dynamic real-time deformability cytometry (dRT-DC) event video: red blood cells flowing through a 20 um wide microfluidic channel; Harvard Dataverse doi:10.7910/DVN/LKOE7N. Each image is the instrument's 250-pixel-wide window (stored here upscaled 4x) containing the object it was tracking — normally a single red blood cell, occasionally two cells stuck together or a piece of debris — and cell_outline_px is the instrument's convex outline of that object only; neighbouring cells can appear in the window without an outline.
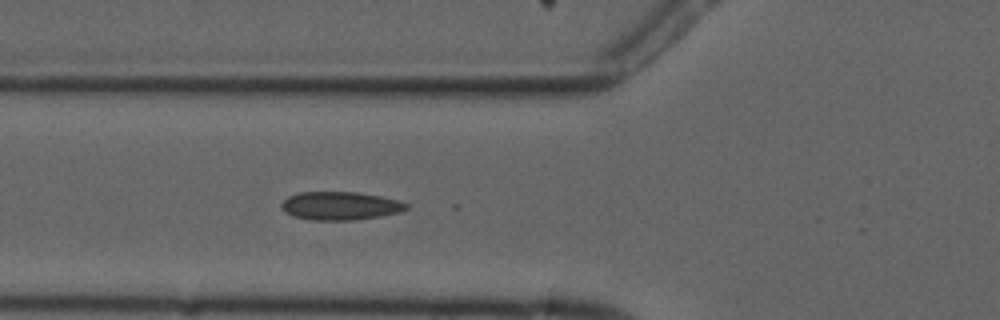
{"species": "common noctule bat (a hibernating species)", "species_latin": "Nyctalus noctula", "temperature_condition": "cold", "stored_images_in_passage": 5, "camera_frame_rate_fps": 3000, "um_per_image_px": 0.085, "animal": {"sex": "male", "forearm_length_mm": 52.5}, "frame": {"image": 1, "passage_image": 5, "time_ms": 4.333, "image_size_px": [1000, 320], "cell_outline_px": [[408, 208], [400, 212], [380, 216], [356, 220], [312, 220], [292, 216], [284, 212], [280, 208], [280, 204], [288, 196], [300, 192], [356, 192], [380, 196], [396, 200], [408, 204]], "centroid_in_image_um": [28.87, 17.5], "position_along_channel_um": 96.9, "area_um2": 20.63}}